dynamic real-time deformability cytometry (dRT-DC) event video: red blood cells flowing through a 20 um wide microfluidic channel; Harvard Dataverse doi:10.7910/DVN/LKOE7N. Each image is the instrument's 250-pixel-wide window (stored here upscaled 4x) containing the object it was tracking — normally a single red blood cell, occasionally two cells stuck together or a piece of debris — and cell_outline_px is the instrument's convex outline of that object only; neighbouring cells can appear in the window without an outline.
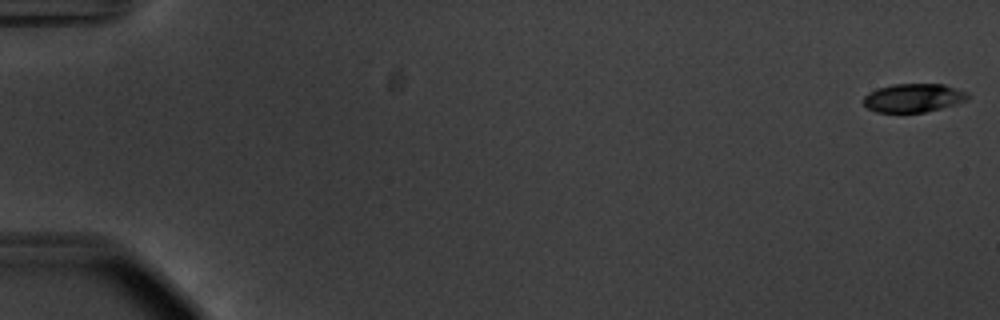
{"species": "common noctule bat (a hibernating species)", "species_latin": "Nyctalus noctula", "temperature_condition": "warm", "stored_images_in_passage": 56, "camera_frame_rate_fps": 3000, "um_per_image_px": 0.085, "animal": {"sex": "male", "body_mass_g": 20.1, "forearm_length_mm": 53.5}, "frame": {"image": 1, "passage_image": 1, "time_ms": 0.0, "image_size_px": [1000, 320], "cell_outline_px": [[968, 100], [956, 104], [924, 112], [876, 112], [868, 108], [864, 104], [864, 96], [868, 92], [876, 88], [892, 84], [944, 84], [968, 92]], "centroid_in_image_um": [77.64, 8.31], "position_along_channel_um": 7.4, "area_um2": 17.4}}
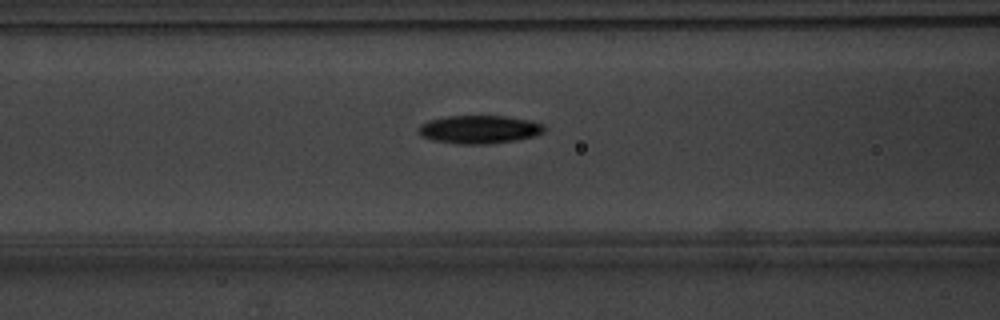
{"frame": {"image": 2, "passage_image": 24, "time_ms": 7.667, "image_size_px": [1000, 320], "cell_outline_px": [[544, 132], [532, 136], [516, 140], [488, 144], [460, 144], [432, 140], [420, 136], [416, 132], [416, 128], [420, 124], [428, 120], [448, 116], [504, 116], [528, 120], [544, 124]], "centroid_in_image_um": [40.66, 11.0], "position_along_channel_um": 125.9, "area_um2": 20.75}}
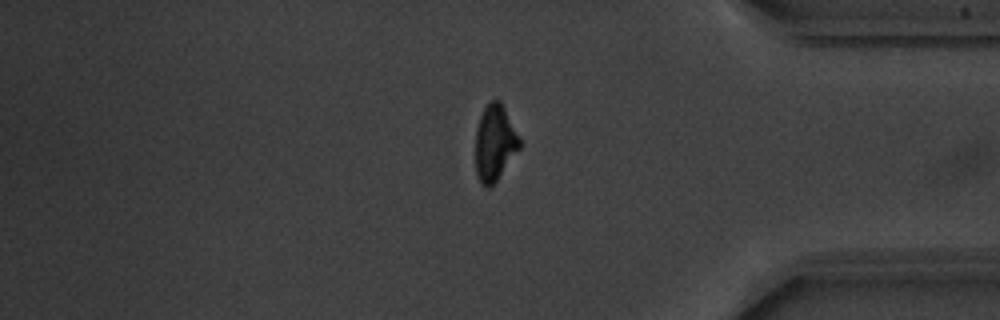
{"frame": {"image": 3, "passage_image": 47, "time_ms": 15.333, "image_size_px": [1000, 320], "cell_outline_px": [[520, 148], [496, 180], [488, 188], [480, 184], [476, 172], [476, 128], [480, 116], [484, 108], [492, 100], [500, 100], [520, 140]], "centroid_in_image_um": [42.03, 12.15], "position_along_channel_um": 393.2, "area_um2": 19.07}, "authors_computed_cell_mechanics": {"area_um2": 19.3919, "velocity_mm_per_s": 3.7341, "shape_relaxation_time_tau1_ms": 3.1343, "shape_relaxation_time_tau2_ms": 2.5939, "deformation_change_tau1": 0.1724, "deformation_change_tau2": 0.0776}}